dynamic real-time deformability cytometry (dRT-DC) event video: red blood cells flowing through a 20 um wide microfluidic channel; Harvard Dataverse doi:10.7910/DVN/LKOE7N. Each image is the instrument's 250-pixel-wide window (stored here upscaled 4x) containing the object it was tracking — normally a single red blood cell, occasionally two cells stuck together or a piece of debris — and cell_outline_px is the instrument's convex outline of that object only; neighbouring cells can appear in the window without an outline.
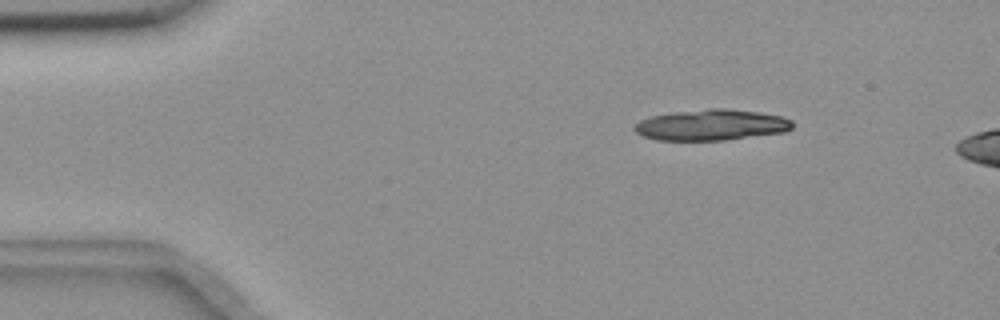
{"species": "common noctule bat (a hibernating species)", "species_latin": "Nyctalus noctula", "temperature_condition": "room temperature", "stored_images_in_passage": 9, "camera_frame_rate_fps": 3000, "um_per_image_px": 0.085, "animal": {"sex": "female", "body_mass_g": 18.4}, "frame": {"image": 1, "passage_image": 1, "time_ms": 0.0, "image_size_px": [1000, 320], "cell_outline_px": [[792, 128], [784, 132], [724, 140], [656, 140], [644, 136], [636, 132], [632, 128], [640, 120], [648, 116], [672, 112], [708, 108], [728, 108], [760, 112], [784, 116], [792, 120]], "centroid_in_image_um": [60.46, 10.6], "position_along_channel_um": 24.5, "area_um2": 28.73}}